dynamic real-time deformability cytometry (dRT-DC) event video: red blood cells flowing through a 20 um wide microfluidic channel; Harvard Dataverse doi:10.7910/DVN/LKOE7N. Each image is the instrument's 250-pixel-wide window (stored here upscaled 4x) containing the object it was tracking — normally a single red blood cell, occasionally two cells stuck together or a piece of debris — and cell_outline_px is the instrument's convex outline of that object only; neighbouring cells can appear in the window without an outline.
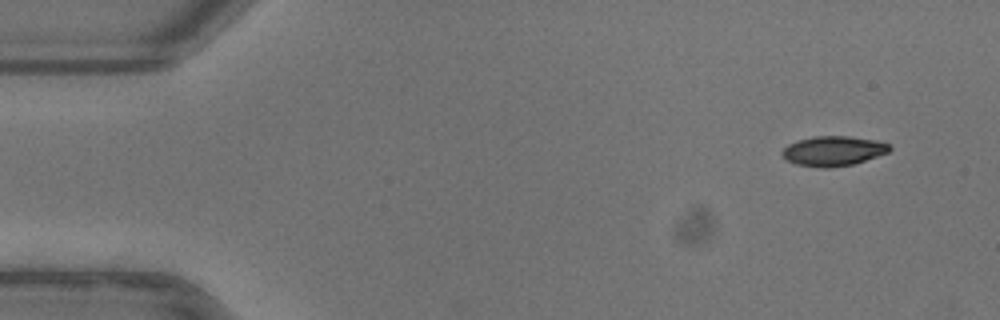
{"species": "common noctule bat (a hibernating species)", "species_latin": "Nyctalus noctula", "temperature_condition": "warm", "stored_images_in_passage": 49, "camera_frame_rate_fps": 3000, "um_per_image_px": 0.085, "animal": {"sex": "female"}, "frame": {"image": 1, "passage_image": 1, "time_ms": 0.0, "image_size_px": [1000, 320], "cell_outline_px": [[892, 148], [888, 152], [852, 164], [828, 168], [820, 168], [796, 164], [780, 156], [780, 152], [788, 144], [796, 140], [812, 136], [848, 136], [876, 140], [888, 144]], "centroid_in_image_um": [70.77, 12.82], "position_along_channel_um": 14.2, "area_um2": 18.67}}
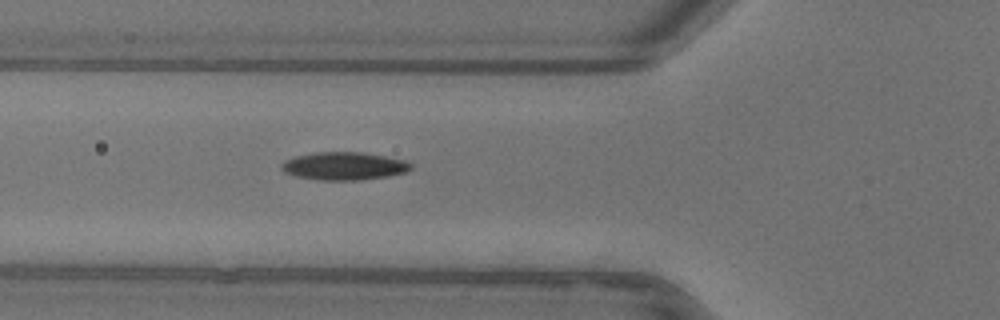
{"frame": {"image": 2, "passage_image": 16, "time_ms": 5.0, "image_size_px": [1000, 320], "cell_outline_px": [[412, 168], [408, 172], [388, 176], [360, 180], [320, 180], [296, 176], [284, 172], [280, 168], [280, 164], [284, 160], [296, 156], [316, 152], [364, 152], [404, 160], [412, 164]], "centroid_in_image_um": [29.24, 14.11], "position_along_channel_um": 96.6, "area_um2": 21.15}}
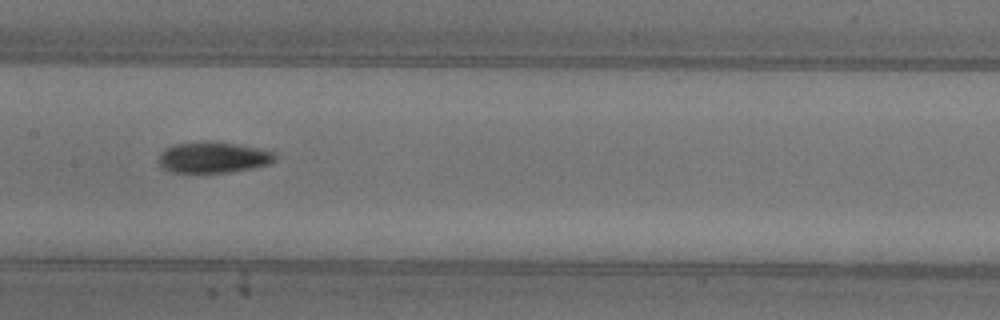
{"frame": {"image": 3, "passage_image": 23, "time_ms": 7.333, "image_size_px": [1000, 320], "cell_outline_px": [[276, 160], [268, 164], [252, 168], [228, 172], [172, 172], [164, 168], [160, 164], [160, 152], [164, 148], [172, 144], [200, 140], [212, 140], [236, 144], [276, 152]], "centroid_in_image_um": [18.11, 13.35], "position_along_channel_um": 189.3, "area_um2": 21.21}, "authors_computed_cell_mechanics": {"area_um2": 19.8254, "velocity_mm_per_s": 3.9457, "shape_relaxation_time_tau1_ms": 5.4618, "shape_relaxation_time_tau2_ms": 3.8085, "deformation_change_tau1": 0.1681, "deformation_change_tau2": 0.098}}